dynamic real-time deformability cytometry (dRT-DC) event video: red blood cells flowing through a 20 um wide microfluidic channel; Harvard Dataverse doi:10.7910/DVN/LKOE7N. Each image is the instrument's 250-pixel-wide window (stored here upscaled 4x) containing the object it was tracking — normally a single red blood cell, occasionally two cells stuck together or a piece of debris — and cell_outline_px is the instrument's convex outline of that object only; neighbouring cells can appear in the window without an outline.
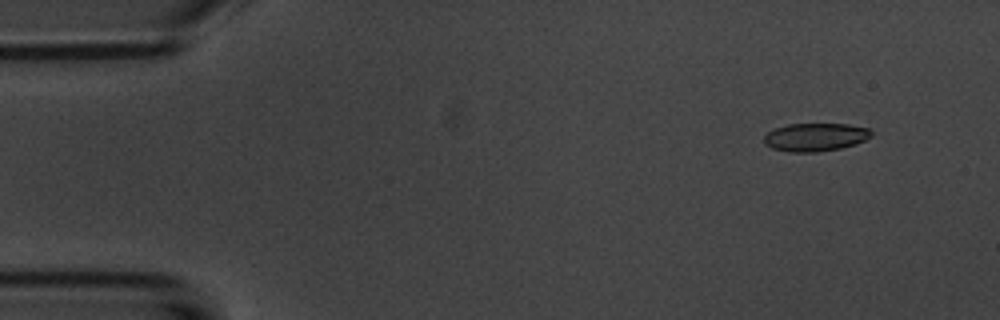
{"species": "common noctule bat (a hibernating species)", "species_latin": "Nyctalus noctula", "temperature_condition": "room temperature", "stored_images_in_passage": 52, "camera_frame_rate_fps": 3000, "um_per_image_px": 0.085, "animal": {"sex": "male", "body_mass_g": 20.1, "forearm_length_mm": 53.5}, "frame": {"image": 1, "passage_image": 3, "time_ms": 0.667, "image_size_px": [1000, 320], "cell_outline_px": [[872, 136], [856, 144], [840, 148], [816, 152], [792, 152], [772, 148], [764, 144], [764, 136], [768, 132], [776, 128], [788, 124], [848, 124], [868, 128], [872, 132]], "centroid_in_image_um": [69.31, 11.65], "position_along_channel_um": 15.7, "area_um2": 17.51}}
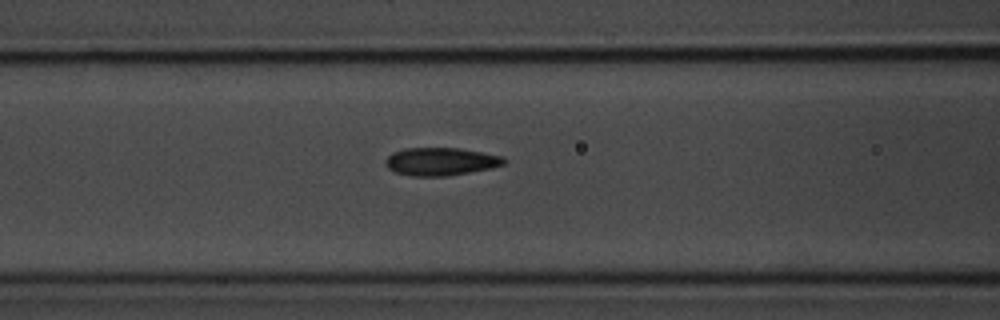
{"frame": {"image": 2, "passage_image": 20, "time_ms": 6.333, "image_size_px": [1000, 320], "cell_outline_px": [[508, 160], [504, 164], [492, 168], [448, 176], [412, 176], [396, 172], [388, 168], [384, 160], [392, 152], [404, 148], [460, 148], [500, 156]], "centroid_in_image_um": [37.45, 13.73], "position_along_channel_um": 129.2, "area_um2": 19.25}}
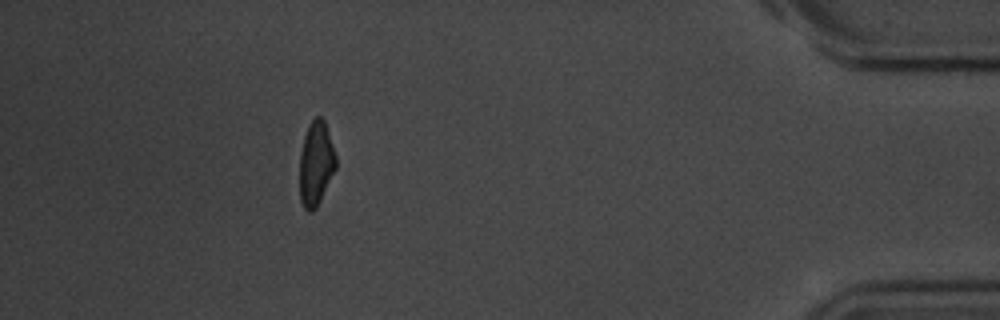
{"frame": {"image": 3, "passage_image": 47, "time_ms": 15.333, "image_size_px": [1000, 320], "cell_outline_px": [[336, 168], [316, 208], [312, 212], [308, 212], [304, 208], [300, 200], [300, 152], [304, 136], [308, 124], [316, 116], [320, 116], [324, 120], [336, 156]], "centroid_in_image_um": [26.84, 13.9], "position_along_channel_um": 408.4, "area_um2": 17.74}, "authors_computed_cell_mechanics": {"area_um2": 18.5538, "velocity_mm_per_s": 3.7192, "shape_relaxation_time_tau1_ms": 2.924, "shape_relaxation_time_tau2_ms": 1.6835, "deformation_change_tau1": 0.1303, "deformation_change_tau2": 0.0809}}